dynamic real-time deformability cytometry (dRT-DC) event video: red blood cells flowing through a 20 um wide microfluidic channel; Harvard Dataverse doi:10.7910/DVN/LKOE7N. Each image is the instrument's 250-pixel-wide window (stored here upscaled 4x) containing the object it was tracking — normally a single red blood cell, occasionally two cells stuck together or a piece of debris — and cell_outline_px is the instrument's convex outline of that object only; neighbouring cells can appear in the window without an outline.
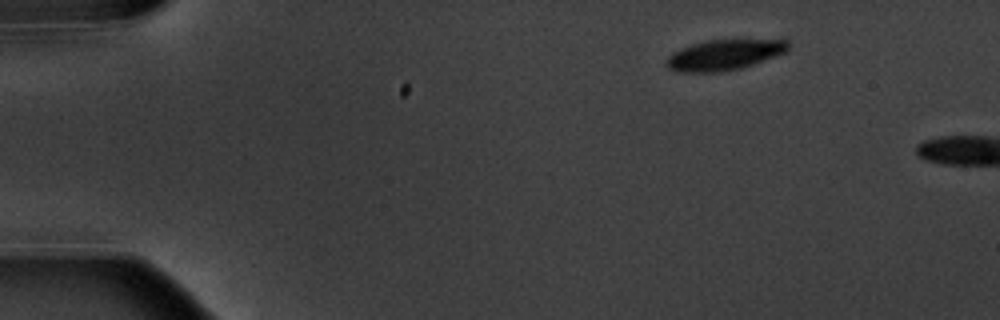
{"species": "common noctule bat (a hibernating species)", "species_latin": "Nyctalus noctula", "temperature_condition": "warm", "stored_images_in_passage": 2, "camera_frame_rate_fps": 3000, "um_per_image_px": 0.085, "animal": {"sex": "male", "body_mass_g": 20.1, "forearm_length_mm": 53.5}, "frame": {"image": 1, "passage_image": 1, "time_ms": 0.0, "image_size_px": [1000, 320], "cell_outline_px": [[788, 48], [784, 52], [752, 64], [740, 68], [720, 72], [676, 72], [668, 68], [664, 64], [664, 60], [672, 52], [680, 48], [692, 44], [708, 40], [788, 40]], "centroid_in_image_um": [61.45, 4.67], "position_along_channel_um": 23.6, "area_um2": 21.44}}